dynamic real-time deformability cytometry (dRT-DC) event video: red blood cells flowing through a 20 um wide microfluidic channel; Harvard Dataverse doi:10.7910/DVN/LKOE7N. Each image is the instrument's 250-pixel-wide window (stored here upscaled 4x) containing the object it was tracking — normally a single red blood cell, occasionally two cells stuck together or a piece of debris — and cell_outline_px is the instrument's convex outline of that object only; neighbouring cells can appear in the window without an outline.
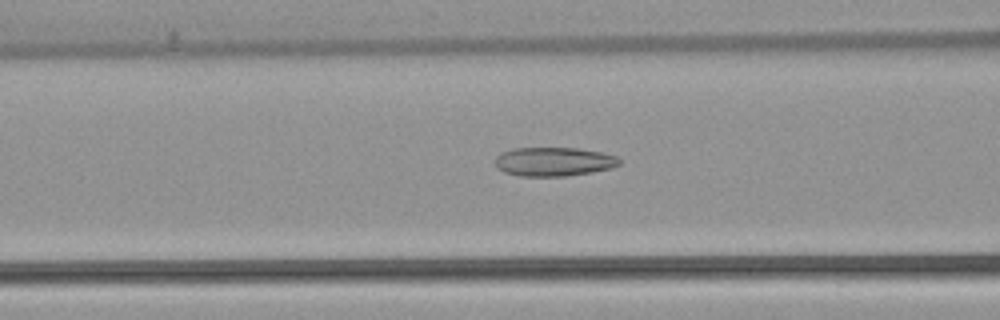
{"species": "common noctule bat (a hibernating species)", "species_latin": "Nyctalus noctula", "temperature_condition": "warm", "stored_images_in_passage": 28, "camera_frame_rate_fps": 3000, "um_per_image_px": 0.085, "animal": {"sex": "female", "body_mass_g": 22.7, "forearm_length_mm": 54.2}, "frame": {"image": 1, "passage_image": 6, "time_ms": 1.667, "image_size_px": [1000, 320], "cell_outline_px": [[620, 164], [612, 168], [592, 172], [564, 176], [520, 176], [504, 172], [496, 168], [496, 156], [500, 152], [512, 148], [580, 148], [604, 152], [616, 156], [620, 160]], "centroid_in_image_um": [47.07, 13.73], "position_along_channel_um": 119.5, "area_um2": 21.15}}
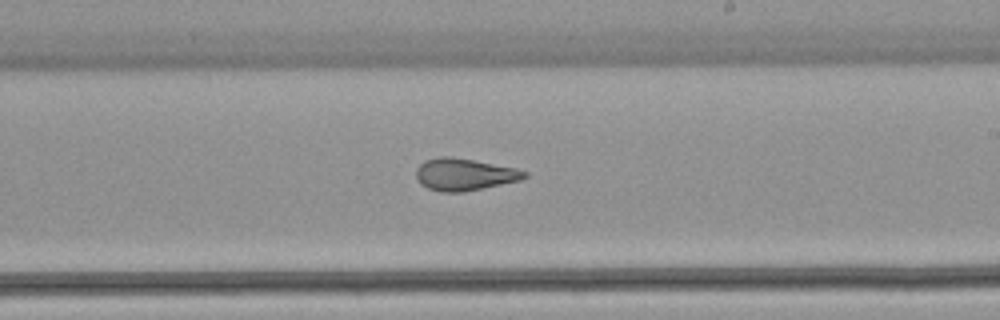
{"frame": {"image": 2, "passage_image": 16, "time_ms": 5.0, "image_size_px": [1000, 320], "cell_outline_px": [[528, 176], [520, 180], [464, 192], [440, 192], [428, 188], [420, 184], [416, 180], [416, 168], [424, 160], [440, 156], [452, 156], [516, 168], [528, 172]], "centroid_in_image_um": [39.44, 14.82], "position_along_channel_um": 249.6, "area_um2": 20.4}}
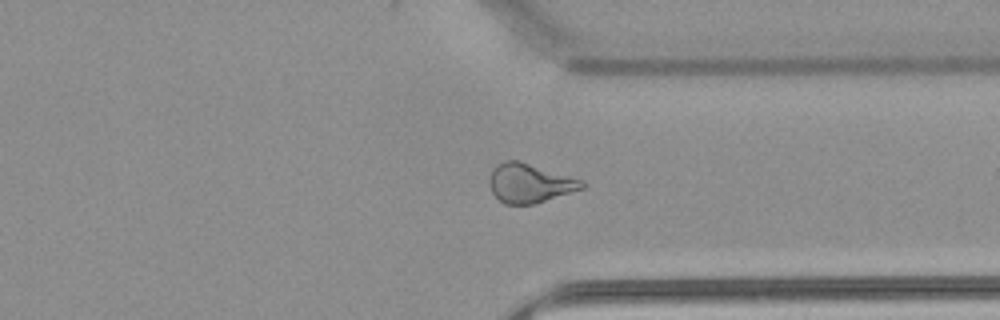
{"frame": {"image": 3, "passage_image": 25, "time_ms": 8.0, "image_size_px": [1000, 320], "cell_outline_px": [[584, 188], [532, 204], [504, 204], [492, 192], [488, 184], [488, 180], [492, 168], [496, 164], [504, 160], [520, 160], [584, 180]], "centroid_in_image_um": [44.99, 15.54], "position_along_channel_um": 366.4, "area_um2": 21.21}}